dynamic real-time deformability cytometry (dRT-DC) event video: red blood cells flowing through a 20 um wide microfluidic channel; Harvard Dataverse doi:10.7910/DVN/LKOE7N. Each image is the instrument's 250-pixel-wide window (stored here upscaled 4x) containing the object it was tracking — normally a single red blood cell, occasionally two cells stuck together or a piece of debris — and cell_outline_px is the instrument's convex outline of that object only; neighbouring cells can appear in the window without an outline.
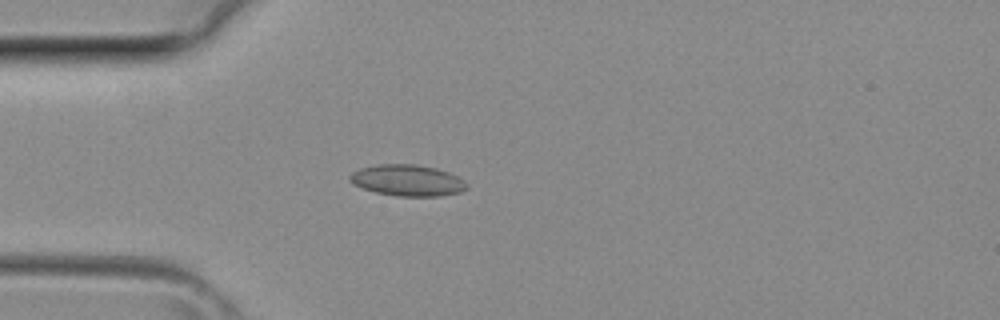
{"species": "common noctule bat (a hibernating species)", "species_latin": "Nyctalus noctula", "temperature_condition": "room temperature", "stored_images_in_passage": 14, "camera_frame_rate_fps": 3000, "um_per_image_px": 0.085, "animal": {"sex": "female", "body_mass_g": 29.2, "forearm_length_mm": 56.3}, "frame": {"image": 1, "passage_image": 11, "time_ms": 3.333, "image_size_px": [1000, 320], "cell_outline_px": [[468, 188], [460, 192], [440, 196], [396, 196], [376, 192], [364, 188], [348, 180], [348, 176], [352, 172], [360, 168], [376, 164], [416, 164], [436, 168], [448, 172], [464, 180], [468, 184]], "centroid_in_image_um": [34.64, 15.32], "position_along_channel_um": 50.4, "area_um2": 21.33}}
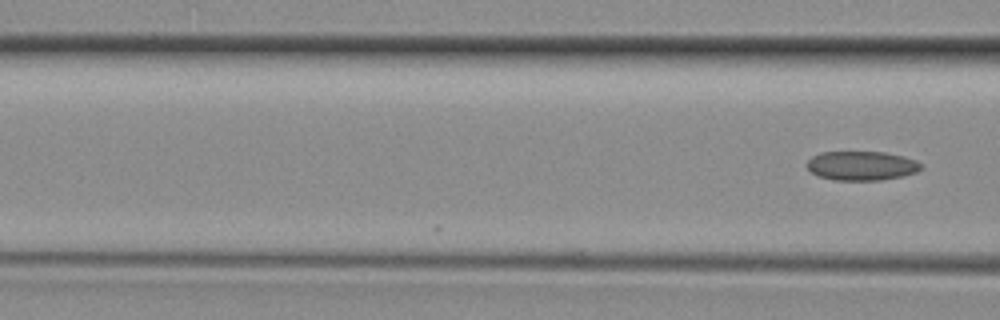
{"frame": {"image": 2, "passage_image": 14, "time_ms": 4.333, "image_size_px": [1000, 320], "cell_outline_px": [[924, 168], [916, 172], [904, 176], [880, 180], [836, 180], [816, 176], [804, 164], [812, 156], [820, 152], [884, 152], [904, 156], [916, 160]], "centroid_in_image_um": [73.23, 14.09], "position_along_channel_um": 93.4, "area_um2": 19.59}}